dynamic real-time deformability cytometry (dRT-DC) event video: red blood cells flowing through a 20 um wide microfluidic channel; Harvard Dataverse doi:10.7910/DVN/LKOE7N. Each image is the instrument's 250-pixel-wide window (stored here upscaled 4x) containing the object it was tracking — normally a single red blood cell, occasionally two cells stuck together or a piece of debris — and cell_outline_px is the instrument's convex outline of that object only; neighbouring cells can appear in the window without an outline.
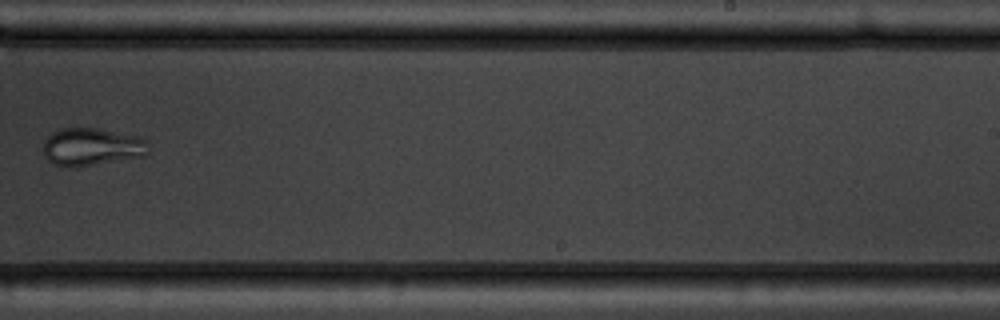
{"species": "common noctule bat (a hibernating species)", "species_latin": "Nyctalus noctula", "temperature_condition": "warm", "stored_images_in_passage": 11, "camera_frame_rate_fps": 3000, "um_per_image_px": 0.085, "animal": {"sex": "male", "body_mass_g": 19.5, "forearm_length_mm": 54.6}, "frame": {"image": 1, "passage_image": 10, "time_ms": 10.333, "image_size_px": [1000, 320], "cell_outline_px": [[148, 144], [144, 156], [92, 164], [52, 164], [44, 156], [44, 140], [52, 132], [60, 128], [96, 128], [136, 136], [144, 140]], "centroid_in_image_um": [7.76, 12.44], "position_along_channel_um": 281.2, "area_um2": 22.2}}